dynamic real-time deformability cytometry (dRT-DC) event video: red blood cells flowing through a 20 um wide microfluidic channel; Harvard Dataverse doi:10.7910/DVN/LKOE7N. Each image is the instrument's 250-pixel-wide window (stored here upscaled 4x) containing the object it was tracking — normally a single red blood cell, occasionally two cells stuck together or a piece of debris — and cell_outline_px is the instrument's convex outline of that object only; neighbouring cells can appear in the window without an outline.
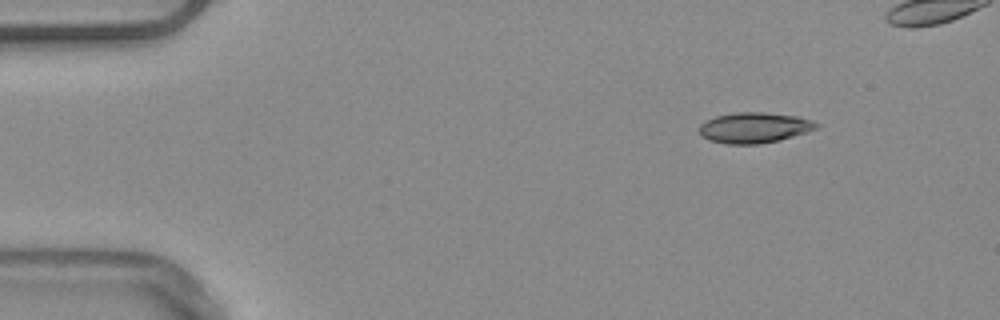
{"species": "common noctule bat (a hibernating species)", "species_latin": "Nyctalus noctula", "temperature_condition": "warm", "stored_images_in_passage": 42, "camera_frame_rate_fps": 3000, "um_per_image_px": 0.085, "animal": {"sex": "male", "body_mass_g": 20.4}, "frame": {"image": 1, "passage_image": 1, "time_ms": 0.0, "image_size_px": [1000, 320], "cell_outline_px": [[820, 128], [792, 136], [760, 144], [728, 144], [708, 140], [700, 132], [700, 124], [704, 120], [716, 116], [732, 112], [764, 112], [796, 116], [812, 120], [820, 124]], "centroid_in_image_um": [64.11, 10.84], "position_along_channel_um": 20.9, "area_um2": 20.87}, "authors_computed_cell_mechanics": {"area_um2": 21.0392, "velocity_mm_per_s": 3.9025, "shape_relaxation_time_tau1_ms": 11.1618, "shape_relaxation_time_tau2_ms": 4.0311, "deformation_change_tau1": 0.2166, "deformation_change_tau2": 0.1136}}